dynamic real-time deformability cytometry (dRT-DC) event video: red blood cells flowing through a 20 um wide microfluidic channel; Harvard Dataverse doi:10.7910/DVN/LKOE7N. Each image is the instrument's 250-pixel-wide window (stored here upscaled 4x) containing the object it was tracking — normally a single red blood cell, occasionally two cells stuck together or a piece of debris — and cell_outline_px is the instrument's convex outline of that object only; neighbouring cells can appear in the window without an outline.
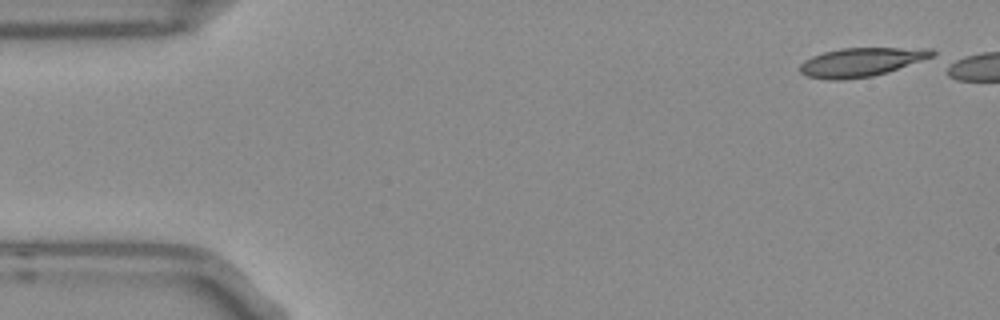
{"species": "Egyptian fruit bat (a non-hibernating species)", "species_latin": "Rousettus aegyptiacus", "temperature_condition": "room temperature", "stored_images_in_passage": 42, "camera_frame_rate_fps": 3000, "um_per_image_px": 0.085, "frame": {"image": 1, "passage_image": 1, "time_ms": 0.0, "image_size_px": [1000, 320], "cell_outline_px": [[936, 52], [932, 56], [888, 72], [872, 76], [844, 80], [828, 80], [808, 76], [800, 72], [800, 64], [804, 60], [812, 56], [824, 52], [840, 48], [932, 48]], "centroid_in_image_um": [73.17, 5.28], "position_along_channel_um": 11.8, "area_um2": 22.08}}
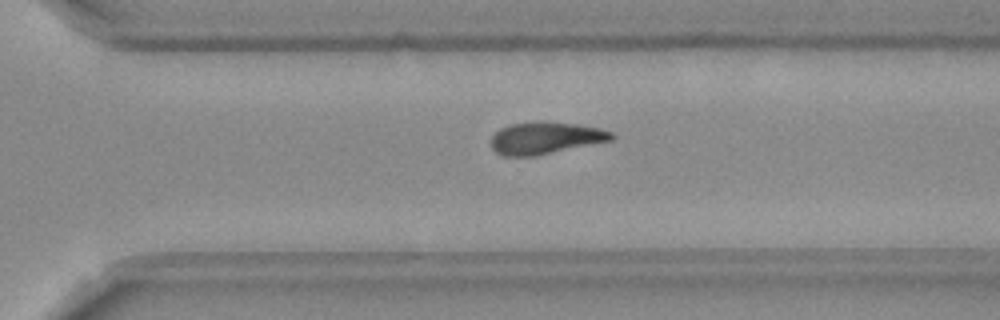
{"frame": {"image": 2, "passage_image": 35, "time_ms": 11.333, "image_size_px": [1000, 320], "cell_outline_px": [[616, 136], [612, 140], [536, 156], [500, 156], [492, 148], [492, 136], [500, 128], [508, 124], [576, 124], [600, 128], [612, 132]], "centroid_in_image_um": [46.36, 11.78], "position_along_channel_um": 324.2, "area_um2": 21.79}}
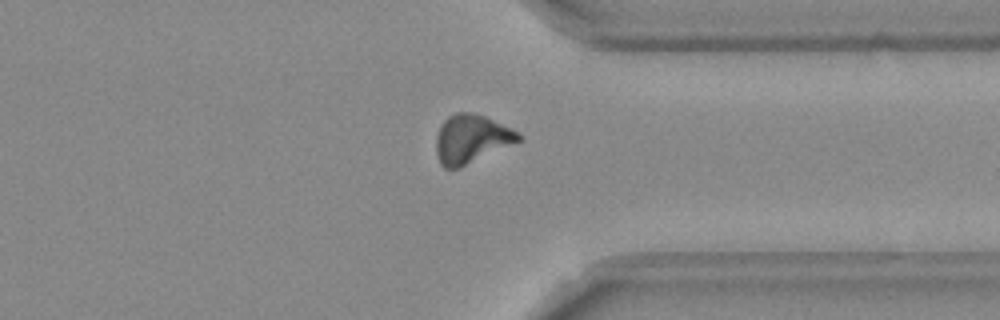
{"frame": {"image": 3, "passage_image": 39, "time_ms": 12.667, "image_size_px": [1000, 320], "cell_outline_px": [[524, 140], [460, 168], [444, 168], [440, 164], [436, 152], [436, 136], [440, 124], [448, 116], [456, 112], [472, 112], [484, 116], [524, 136]], "centroid_in_image_um": [40.05, 11.83], "position_along_channel_um": 371.3, "area_um2": 23.47}}